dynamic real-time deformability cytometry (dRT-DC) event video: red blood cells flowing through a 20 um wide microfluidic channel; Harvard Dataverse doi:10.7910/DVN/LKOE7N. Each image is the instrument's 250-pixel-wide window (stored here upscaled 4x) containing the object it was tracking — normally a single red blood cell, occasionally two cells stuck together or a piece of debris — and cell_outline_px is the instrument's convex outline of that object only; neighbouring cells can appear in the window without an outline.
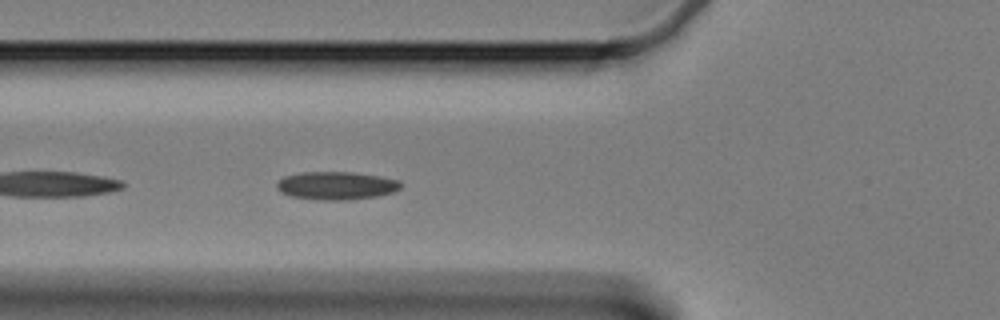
{"species": "Egyptian fruit bat (a non-hibernating species)", "species_latin": "Rousettus aegyptiacus", "temperature_condition": "cold", "stored_images_in_passage": 43, "camera_frame_rate_fps": 3000, "um_per_image_px": 0.085, "animal": {"sex": "female"}, "frame": {"image": 1, "passage_image": 5, "time_ms": 1.333, "image_size_px": [1000, 320], "cell_outline_px": [[404, 184], [400, 188], [392, 192], [376, 196], [348, 200], [320, 200], [288, 196], [280, 192], [276, 188], [276, 184], [284, 176], [300, 172], [352, 172], [380, 176], [400, 180]], "centroid_in_image_um": [28.58, 15.78], "position_along_channel_um": 97.2, "area_um2": 20.46}}
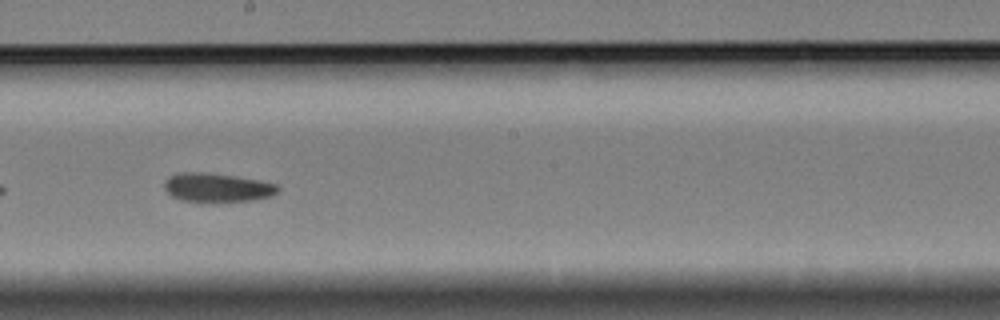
{"frame": {"image": 2, "passage_image": 17, "time_ms": 5.333, "image_size_px": [1000, 320], "cell_outline_px": [[280, 188], [272, 196], [252, 200], [180, 200], [172, 196], [164, 188], [164, 180], [168, 176], [180, 172], [208, 172], [256, 180], [276, 184]], "centroid_in_image_um": [18.41, 15.91], "position_along_channel_um": 229.8, "area_um2": 18.55}}
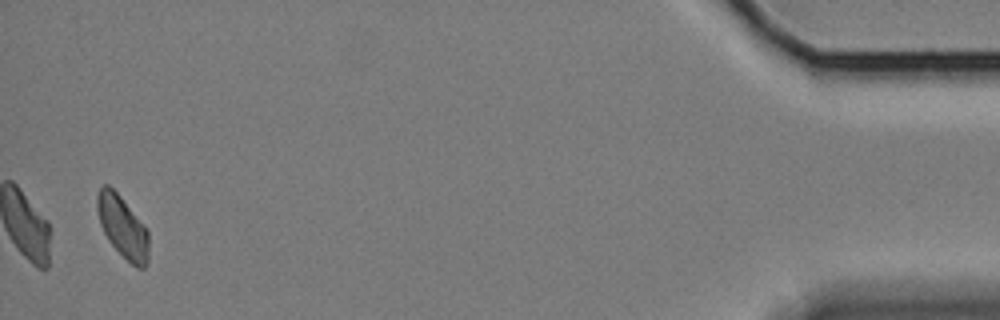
{"frame": {"image": 3, "passage_image": 42, "time_ms": 13.667, "image_size_px": [1000, 320], "cell_outline_px": [[148, 260], [144, 268], [136, 268], [108, 240], [100, 224], [96, 208], [96, 196], [100, 188], [104, 184], [108, 184], [120, 196], [144, 224], [148, 232]], "centroid_in_image_um": [10.41, 19.26], "position_along_channel_um": 424.8, "area_um2": 18.44}, "authors_computed_cell_mechanics": {"area_um2": 19.1896, "velocity_mm_per_s": 3.3058, "shape_relaxation_time_tau1_ms": null, "shape_relaxation_time_tau2_ms": 6.7135, "deformation_change_tau1": null, "deformation_change_tau2": 0.1057}}